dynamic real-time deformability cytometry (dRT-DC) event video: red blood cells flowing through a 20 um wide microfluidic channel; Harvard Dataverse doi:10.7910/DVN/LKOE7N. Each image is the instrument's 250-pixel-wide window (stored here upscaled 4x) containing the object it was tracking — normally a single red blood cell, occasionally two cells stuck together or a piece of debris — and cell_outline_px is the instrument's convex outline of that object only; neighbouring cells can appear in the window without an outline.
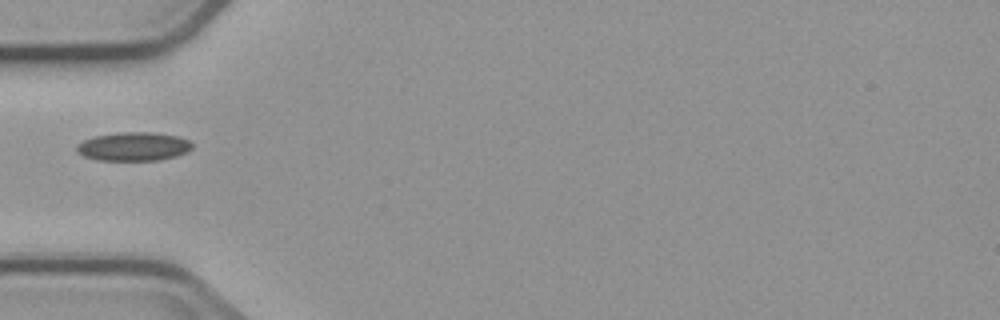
{"species": "common noctule bat (a hibernating species)", "species_latin": "Nyctalus noctula", "temperature_condition": "cold", "stored_images_in_passage": 4, "camera_frame_rate_fps": 3000, "um_per_image_px": 0.085, "animal": {"sex": "male", "body_mass_g": 23.1, "forearm_length_mm": 52.7}, "frame": {"image": 1, "passage_image": 1, "time_ms": 0.0, "image_size_px": [1000, 320], "cell_outline_px": [[192, 148], [176, 156], [160, 160], [96, 160], [84, 156], [76, 152], [76, 144], [84, 140], [96, 136], [120, 132], [152, 132], [176, 136], [188, 140], [192, 144]], "centroid_in_image_um": [11.31, 12.45], "position_along_channel_um": 73.7, "area_um2": 19.19}}
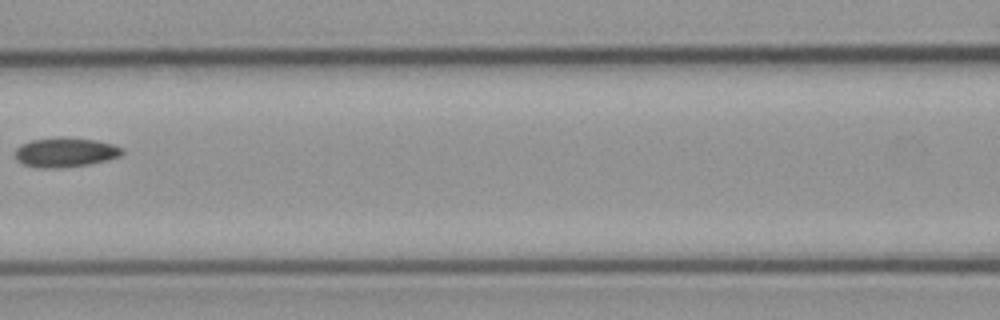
{"frame": {"image": 2, "passage_image": 3, "time_ms": 2.333, "image_size_px": [1000, 320], "cell_outline_px": [[124, 152], [120, 156], [108, 160], [88, 164], [60, 168], [36, 168], [24, 164], [16, 160], [16, 148], [20, 144], [32, 140], [60, 136], [64, 136], [96, 140], [112, 144], [124, 148]], "centroid_in_image_um": [5.55, 12.94], "position_along_channel_um": 161.0, "area_um2": 18.67}}
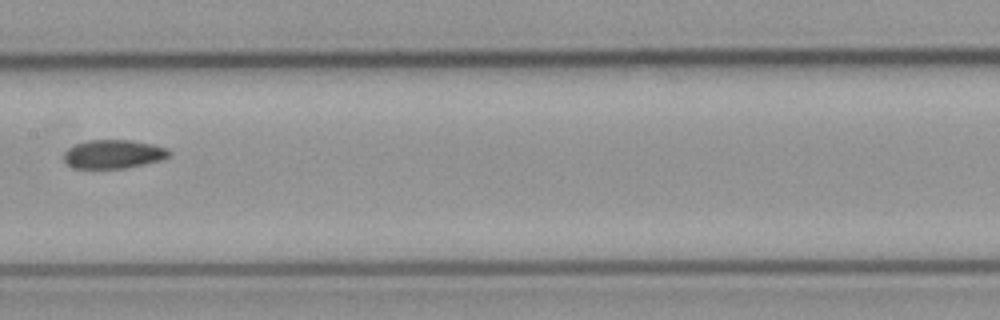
{"frame": {"image": 3, "passage_image": 4, "time_ms": 3.333, "image_size_px": [1000, 320], "cell_outline_px": [[172, 156], [164, 160], [124, 168], [72, 168], [64, 160], [64, 152], [68, 148], [76, 144], [88, 140], [132, 140], [152, 144], [168, 148], [172, 152]], "centroid_in_image_um": [9.7, 13.1], "position_along_channel_um": 197.7, "area_um2": 17.8}}